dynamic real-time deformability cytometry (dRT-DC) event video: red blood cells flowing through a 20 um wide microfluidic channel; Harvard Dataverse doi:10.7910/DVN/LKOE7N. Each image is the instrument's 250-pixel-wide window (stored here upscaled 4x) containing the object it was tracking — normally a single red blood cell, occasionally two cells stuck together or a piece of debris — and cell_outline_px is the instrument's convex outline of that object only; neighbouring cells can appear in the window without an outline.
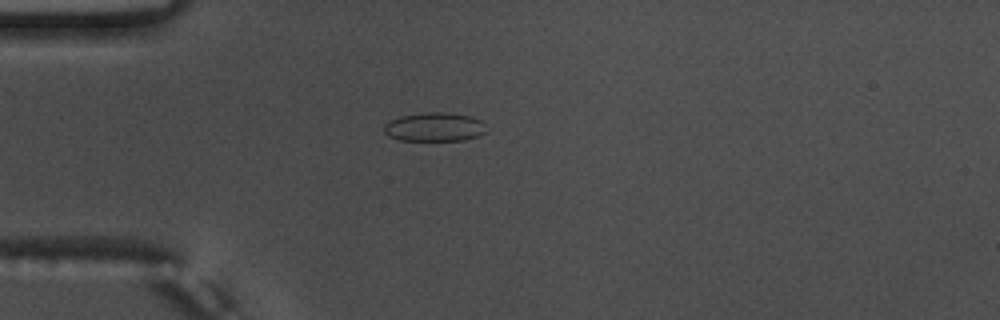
{"species": "common noctule bat (a hibernating species)", "species_latin": "Nyctalus noctula", "temperature_condition": "warm", "stored_images_in_passage": 40, "camera_frame_rate_fps": 3000, "um_per_image_px": 0.085, "animal": {"sex": "male", "body_mass_g": 17.5, "forearm_length_mm": 52.3}, "frame": {"image": 1, "passage_image": 1, "time_ms": 0.0, "image_size_px": [1000, 320], "cell_outline_px": [[484, 132], [480, 136], [464, 140], [400, 140], [388, 136], [384, 132], [384, 124], [400, 116], [428, 112], [440, 112], [468, 116], [480, 120]], "centroid_in_image_um": [36.88, 10.8], "position_along_channel_um": 48.1, "area_um2": 16.82}}
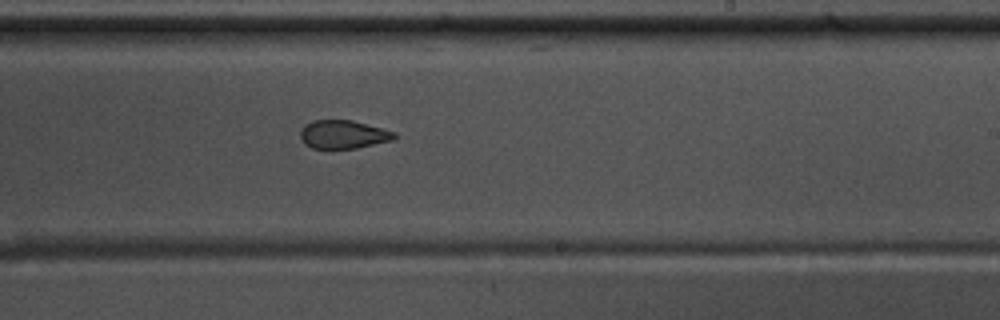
{"frame": {"image": 2, "passage_image": 19, "time_ms": 6.0, "image_size_px": [1000, 320], "cell_outline_px": [[396, 136], [392, 140], [356, 148], [312, 148], [304, 144], [300, 136], [300, 132], [304, 124], [312, 120], [352, 120], [396, 132]], "centroid_in_image_um": [29.15, 11.42], "position_along_channel_um": 259.9, "area_um2": 15.49}}
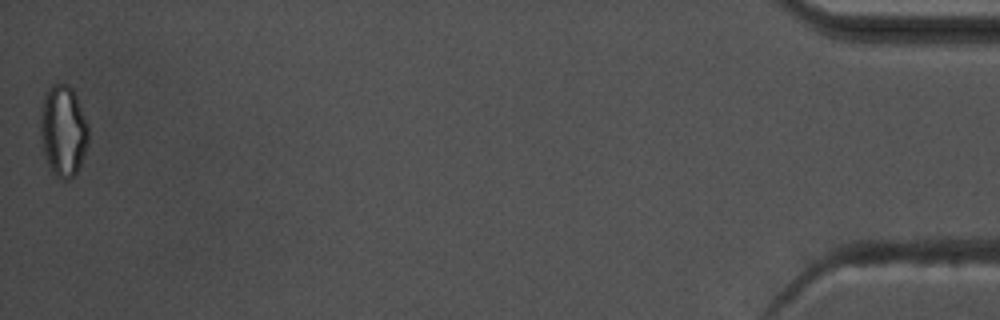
{"frame": {"image": 3, "passage_image": 40, "time_ms": 13.0, "image_size_px": [1000, 320], "cell_outline_px": [[88, 144], [80, 164], [76, 172], [68, 180], [64, 180], [56, 176], [52, 172], [48, 164], [44, 152], [40, 132], [40, 108], [44, 96], [48, 88], [52, 84], [68, 84], [72, 88], [76, 96], [88, 128]], "centroid_in_image_um": [5.35, 11.1], "position_along_channel_um": 429.9, "area_um2": 25.32}, "authors_computed_cell_mechanics": {"area_um2": 16.8776, "velocity_mm_per_s": 3.7878, "shape_relaxation_time_tau1_ms": null, "shape_relaxation_time_tau2_ms": 1.6754, "deformation_change_tau1": null, "deformation_change_tau2": 0.0626}}